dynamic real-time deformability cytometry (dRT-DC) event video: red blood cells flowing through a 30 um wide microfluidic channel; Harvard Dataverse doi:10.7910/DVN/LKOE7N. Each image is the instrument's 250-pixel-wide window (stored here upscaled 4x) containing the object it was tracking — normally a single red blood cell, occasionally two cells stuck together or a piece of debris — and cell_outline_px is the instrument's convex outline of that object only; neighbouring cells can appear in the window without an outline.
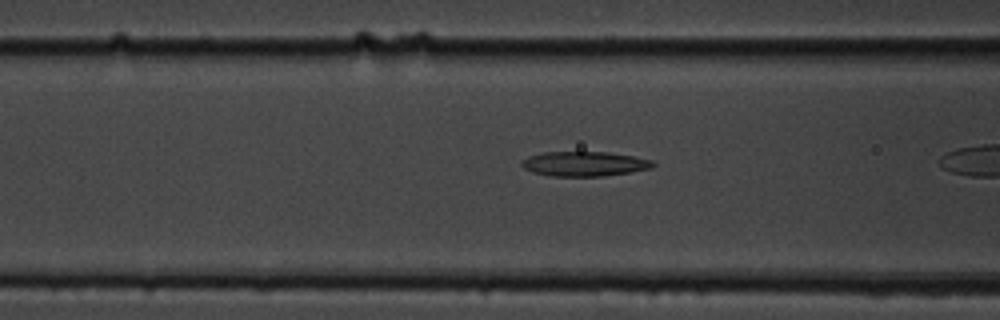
{"species": "common noctule bat (a hibernating species)", "species_latin": "Nyctalus noctula", "temperature_condition": "cold", "stored_images_in_passage": 41, "camera_frame_rate_fps": 3000, "um_per_image_px": 0.085, "animal": {"sex": "male", "body_mass_g": 19.5, "forearm_length_mm": 54.6}, "frame": {"image": 1, "passage_image": 19, "time_ms": 6.0, "image_size_px": [1000, 320], "cell_outline_px": [[656, 164], [652, 168], [604, 176], [552, 176], [532, 172], [524, 168], [520, 164], [520, 160], [528, 156], [544, 152], [608, 152], [632, 156], [652, 160]], "centroid_in_image_um": [49.64, 13.92], "position_along_channel_um": 117.0, "area_um2": 18.9}}
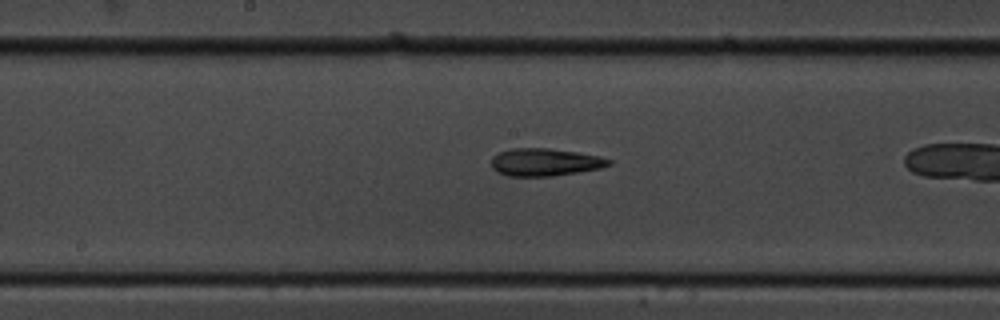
{"frame": {"image": 2, "passage_image": 26, "time_ms": 8.333, "image_size_px": [1000, 320], "cell_outline_px": [[612, 164], [600, 168], [552, 176], [508, 176], [496, 172], [492, 168], [492, 156], [500, 152], [512, 148], [548, 148], [576, 152], [600, 156], [612, 160]], "centroid_in_image_um": [46.3, 13.78], "position_along_channel_um": 201.9, "area_um2": 18.84}}
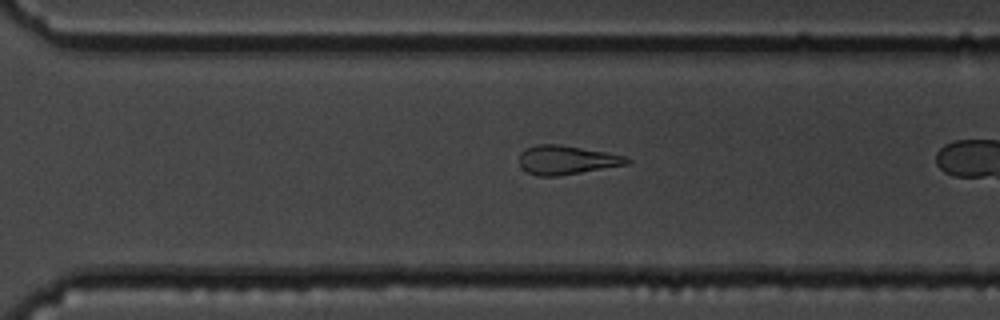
{"frame": {"image": 3, "passage_image": 36, "time_ms": 11.667, "image_size_px": [1000, 320], "cell_outline_px": [[632, 160], [628, 164], [556, 176], [536, 176], [528, 172], [520, 164], [520, 152], [524, 148], [536, 144], [556, 144], [608, 152], [624, 156]], "centroid_in_image_um": [48.14, 13.58], "position_along_channel_um": 322.5, "area_um2": 17.98}}